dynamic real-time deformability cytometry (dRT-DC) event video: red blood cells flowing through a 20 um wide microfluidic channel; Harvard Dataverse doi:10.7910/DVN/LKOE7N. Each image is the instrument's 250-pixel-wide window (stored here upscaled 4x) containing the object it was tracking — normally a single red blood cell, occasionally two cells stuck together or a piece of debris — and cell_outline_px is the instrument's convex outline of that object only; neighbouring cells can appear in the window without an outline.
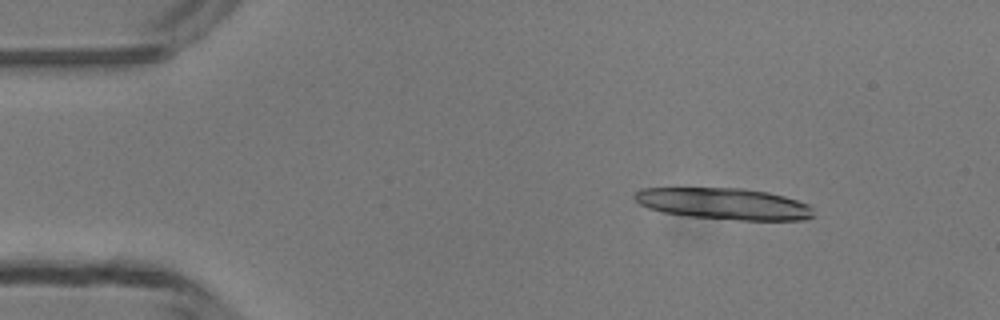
{"species": "common noctule bat (a hibernating species)", "species_latin": "Nyctalus noctula", "temperature_condition": "room temperature", "stored_images_in_passage": 3, "camera_frame_rate_fps": 3000, "um_per_image_px": 0.085, "animal": {"sex": "male", "body_mass_g": 13.3}, "frame": {"image": 1, "passage_image": 1, "time_ms": 0.0, "image_size_px": [1000, 320], "cell_outline_px": [[816, 216], [804, 220], [740, 220], [688, 216], [664, 212], [648, 208], [640, 204], [632, 196], [640, 188], [744, 188], [768, 192], [784, 196], [808, 204], [812, 208]], "centroid_in_image_um": [61.56, 17.31], "position_along_channel_um": 23.4, "area_um2": 32.89}}